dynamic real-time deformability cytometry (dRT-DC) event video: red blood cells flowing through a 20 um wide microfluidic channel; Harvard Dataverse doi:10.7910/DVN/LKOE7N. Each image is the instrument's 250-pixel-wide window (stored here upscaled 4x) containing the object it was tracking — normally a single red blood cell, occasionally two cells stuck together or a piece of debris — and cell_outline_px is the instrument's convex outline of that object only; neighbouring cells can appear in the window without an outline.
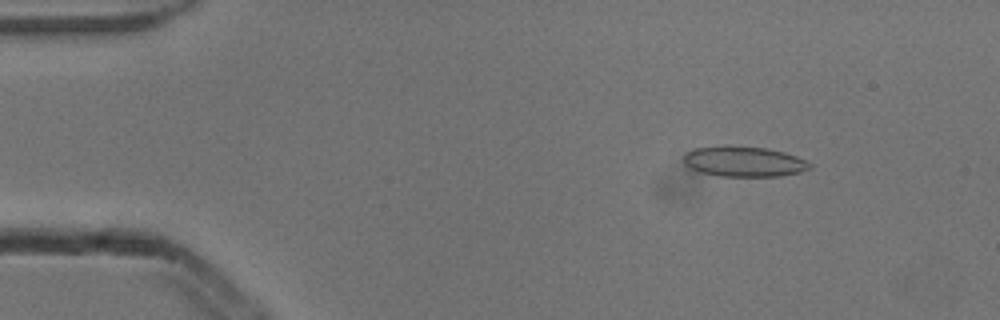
{"species": "common noctule bat (a hibernating species)", "species_latin": "Nyctalus noctula", "temperature_condition": "cold", "stored_images_in_passage": 4, "camera_frame_rate_fps": 3000, "um_per_image_px": 0.085, "animal": {"sex": "male", "body_mass_g": 13.3}, "frame": {"image": 1, "passage_image": 2, "time_ms": 0.333, "image_size_px": [1000, 320], "cell_outline_px": [[812, 168], [800, 172], [780, 176], [720, 176], [700, 172], [684, 164], [684, 152], [696, 148], [716, 144], [732, 144], [768, 148], [784, 152], [796, 156], [812, 164]], "centroid_in_image_um": [63.2, 13.69], "position_along_channel_um": 21.8, "area_um2": 22.83}}
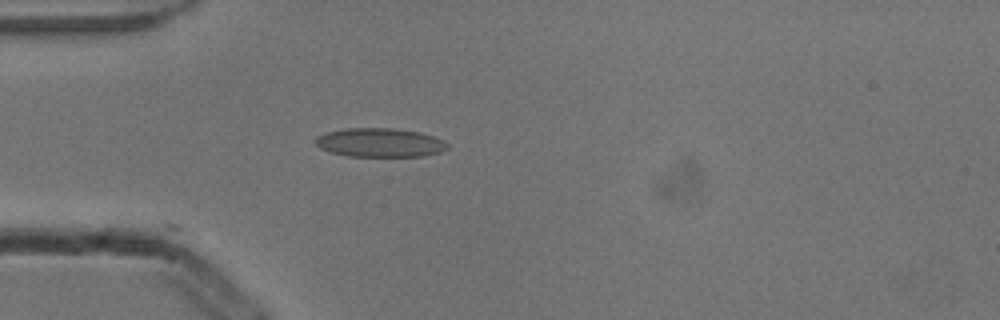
{"frame": {"image": 2, "passage_image": 4, "time_ms": 1.0, "image_size_px": [1000, 320], "cell_outline_px": [[448, 148], [440, 152], [424, 156], [348, 156], [332, 152], [320, 148], [316, 144], [316, 136], [324, 132], [344, 128], [392, 128], [420, 132], [444, 140], [448, 144]], "centroid_in_image_um": [32.28, 12.11], "position_along_channel_um": 52.7, "area_um2": 22.25}}